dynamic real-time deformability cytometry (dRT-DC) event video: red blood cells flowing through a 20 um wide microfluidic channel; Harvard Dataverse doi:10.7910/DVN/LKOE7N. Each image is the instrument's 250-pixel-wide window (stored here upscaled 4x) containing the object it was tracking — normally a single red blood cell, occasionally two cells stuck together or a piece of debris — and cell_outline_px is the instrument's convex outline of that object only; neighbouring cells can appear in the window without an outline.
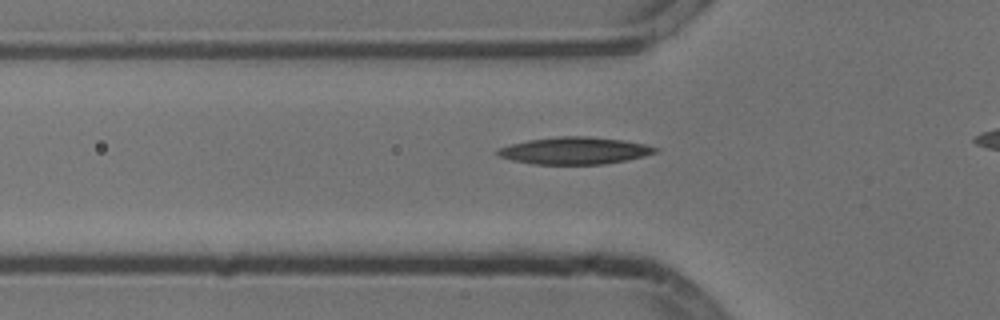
{"species": "common noctule bat (a hibernating species)", "species_latin": "Nyctalus noctula", "temperature_condition": "cold", "stored_images_in_passage": 29, "camera_frame_rate_fps": 3000, "um_per_image_px": 0.085, "animal": {"sex": "male", "body_mass_g": 13.3}, "frame": {"image": 1, "passage_image": 3, "time_ms": 0.667, "image_size_px": [1000, 320], "cell_outline_px": [[660, 148], [656, 152], [644, 156], [628, 160], [604, 164], [532, 164], [512, 160], [500, 156], [496, 152], [500, 148], [512, 144], [528, 140], [556, 136], [588, 136], [624, 140], [644, 144]], "centroid_in_image_um": [48.88, 12.8], "position_along_channel_um": 76.9, "area_um2": 24.85}}
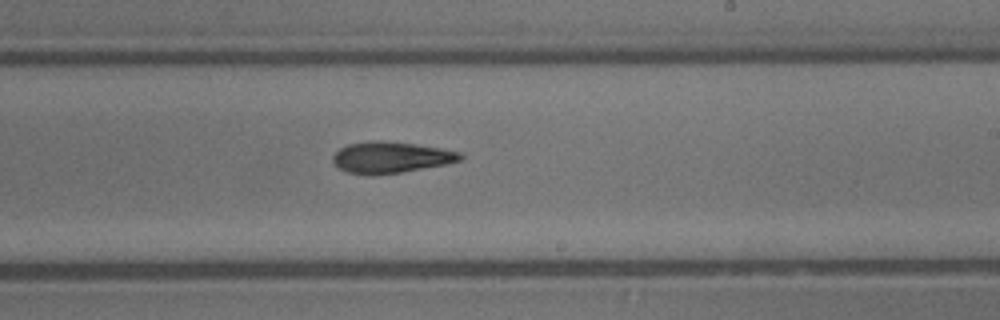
{"frame": {"image": 2, "passage_image": 17, "time_ms": 5.333, "image_size_px": [1000, 320], "cell_outline_px": [[464, 156], [460, 160], [448, 164], [400, 172], [368, 176], [348, 172], [340, 168], [332, 160], [332, 156], [340, 148], [348, 144], [372, 140], [380, 140], [416, 144], [464, 152]], "centroid_in_image_um": [33.25, 13.37], "position_along_channel_um": 255.8, "area_um2": 23.35}}
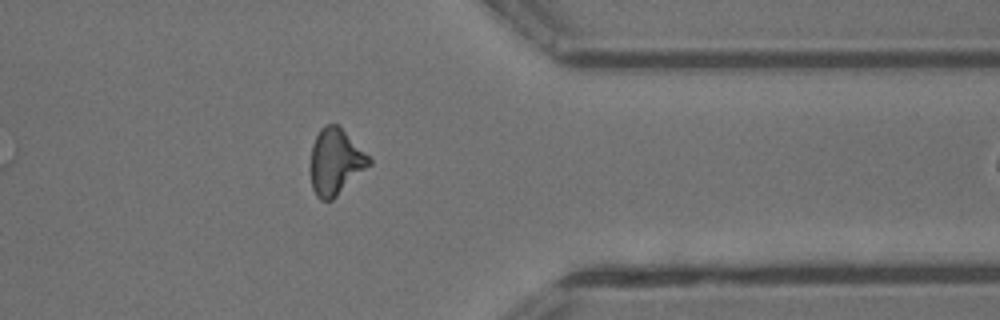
{"frame": {"image": 3, "passage_image": 28, "time_ms": 9.0, "image_size_px": [1000, 320], "cell_outline_px": [[372, 164], [332, 200], [320, 200], [316, 196], [312, 188], [312, 144], [320, 128], [324, 124], [336, 124], [372, 160]], "centroid_in_image_um": [28.52, 13.77], "position_along_channel_um": 382.9, "area_um2": 22.02}}